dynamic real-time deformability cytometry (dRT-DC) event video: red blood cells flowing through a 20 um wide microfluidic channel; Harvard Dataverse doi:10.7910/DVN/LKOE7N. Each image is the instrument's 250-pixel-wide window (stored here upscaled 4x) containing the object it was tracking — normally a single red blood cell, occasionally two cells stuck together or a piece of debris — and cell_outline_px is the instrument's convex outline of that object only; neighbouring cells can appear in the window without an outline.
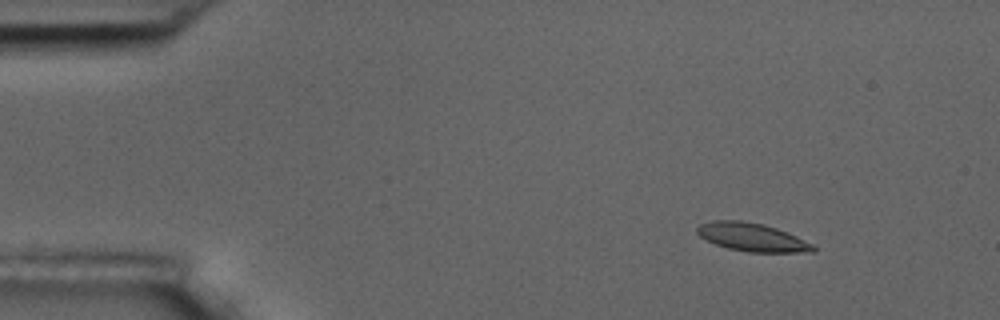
{"species": "common noctule bat (a hibernating species)", "species_latin": "Nyctalus noctula", "temperature_condition": "room temperature", "stored_images_in_passage": 5, "camera_frame_rate_fps": 3000, "um_per_image_px": 0.085, "animal": {"sex": "male", "body_mass_g": 17.5, "forearm_length_mm": 52.3}, "frame": {"image": 1, "passage_image": 2, "time_ms": 1.0, "image_size_px": [1000, 320], "cell_outline_px": [[816, 252], [748, 252], [728, 248], [716, 244], [700, 236], [696, 232], [696, 228], [700, 224], [712, 220], [740, 220], [764, 224], [788, 232], [816, 244]], "centroid_in_image_um": [63.99, 20.16], "position_along_channel_um": 21.0, "area_um2": 19.31}}
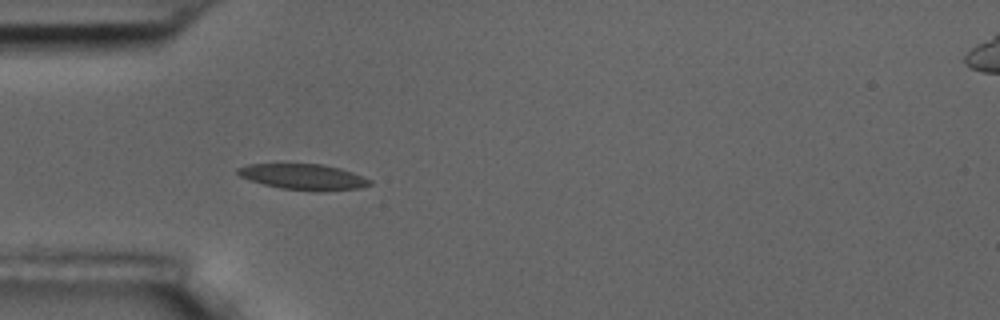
{"frame": {"image": 2, "passage_image": 5, "time_ms": 4.333, "image_size_px": [1000, 320], "cell_outline_px": [[372, 184], [360, 188], [280, 188], [264, 184], [240, 176], [236, 172], [236, 168], [248, 164], [320, 164], [340, 168], [352, 172], [372, 180]], "centroid_in_image_um": [25.73, 14.97], "position_along_channel_um": 59.3, "area_um2": 18.67}}